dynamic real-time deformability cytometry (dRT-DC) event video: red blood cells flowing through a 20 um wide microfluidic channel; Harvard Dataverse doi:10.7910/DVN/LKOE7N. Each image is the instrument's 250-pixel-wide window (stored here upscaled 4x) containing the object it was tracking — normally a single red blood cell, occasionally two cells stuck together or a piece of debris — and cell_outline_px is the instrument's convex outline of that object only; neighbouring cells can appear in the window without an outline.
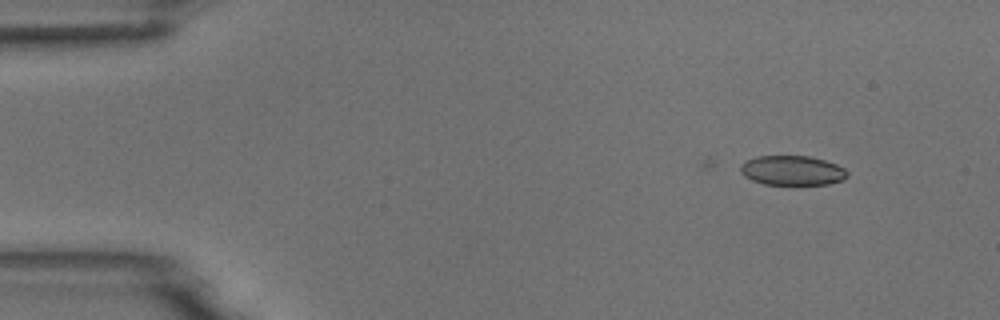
{"species": "common noctule bat (a hibernating species)", "species_latin": "Nyctalus noctula", "temperature_condition": "room temperature", "stored_images_in_passage": 3, "camera_frame_rate_fps": 3000, "um_per_image_px": 0.085, "animal": {"sex": "male", "body_mass_g": 18.8}, "frame": {"image": 1, "passage_image": 3, "time_ms": 2.333, "image_size_px": [1000, 320], "cell_outline_px": [[848, 176], [844, 180], [828, 184], [764, 184], [752, 180], [744, 176], [740, 172], [740, 164], [744, 160], [756, 156], [808, 156], [824, 160], [836, 164], [844, 168], [848, 172]], "centroid_in_image_um": [67.32, 14.48], "position_along_channel_um": 17.7, "area_um2": 18.55}}